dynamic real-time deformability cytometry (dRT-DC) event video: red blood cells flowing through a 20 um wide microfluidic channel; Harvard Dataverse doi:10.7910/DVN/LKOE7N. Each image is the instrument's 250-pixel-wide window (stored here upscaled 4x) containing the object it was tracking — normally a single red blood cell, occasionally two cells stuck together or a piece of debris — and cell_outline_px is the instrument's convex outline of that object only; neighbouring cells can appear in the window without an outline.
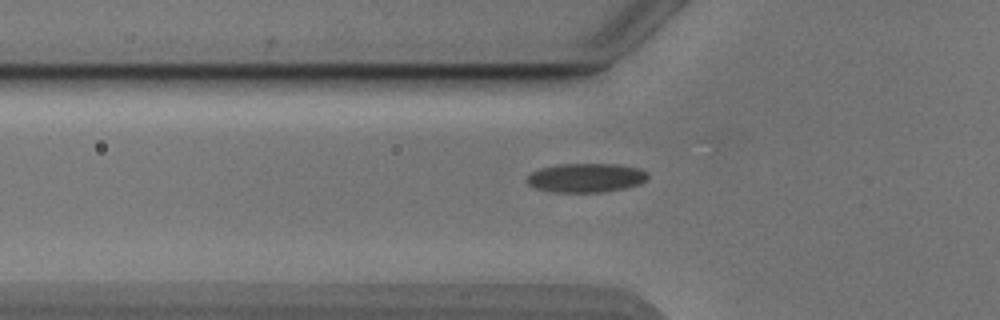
{"species": "Egyptian fruit bat (a non-hibernating species)", "species_latin": "Rousettus aegyptiacus", "temperature_condition": "cold", "stored_images_in_passage": 40, "camera_frame_rate_fps": 3000, "um_per_image_px": 0.085, "animal": {"sex": "male"}, "frame": {"image": 1, "passage_image": 8, "time_ms": 2.333, "image_size_px": [1000, 320], "cell_outline_px": [[648, 176], [640, 184], [624, 188], [600, 192], [552, 192], [536, 188], [528, 184], [524, 180], [532, 172], [540, 168], [556, 164], [616, 164], [640, 168], [648, 172]], "centroid_in_image_um": [49.79, 15.1], "position_along_channel_um": 76.0, "area_um2": 20.52}}
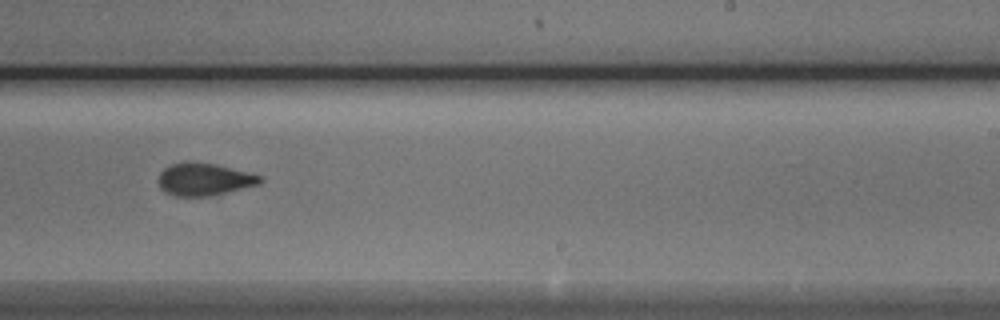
{"frame": {"image": 2, "passage_image": 23, "time_ms": 7.333, "image_size_px": [1000, 320], "cell_outline_px": [[264, 180], [260, 184], [208, 196], [176, 196], [164, 192], [160, 188], [160, 172], [164, 168], [172, 164], [188, 160], [192, 160], [216, 164], [264, 176]], "centroid_in_image_um": [17.37, 15.22], "position_along_channel_um": 271.6, "area_um2": 19.36}}
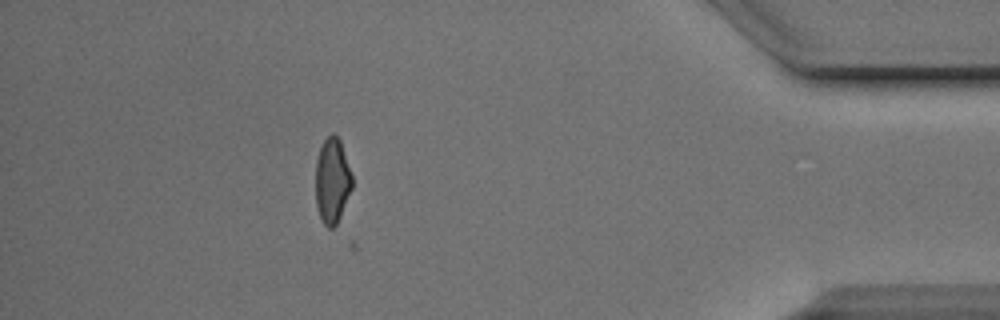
{"frame": {"image": 3, "passage_image": 37, "time_ms": 12.0, "image_size_px": [1000, 320], "cell_outline_px": [[352, 188], [340, 216], [336, 224], [332, 228], [328, 228], [324, 224], [320, 216], [316, 204], [316, 160], [320, 148], [324, 140], [332, 132], [340, 140], [352, 176]], "centroid_in_image_um": [28.23, 15.35], "position_along_channel_um": 407.0, "area_um2": 17.92}, "authors_computed_cell_mechanics": {"area_um2": 19.7676, "velocity_mm_per_s": 3.9083, "shape_relaxation_time_tau1_ms": 3.6915, "shape_relaxation_time_tau2_ms": 2.2711, "deformation_change_tau1": 0.1178, "deformation_change_tau2": 0.0903}}